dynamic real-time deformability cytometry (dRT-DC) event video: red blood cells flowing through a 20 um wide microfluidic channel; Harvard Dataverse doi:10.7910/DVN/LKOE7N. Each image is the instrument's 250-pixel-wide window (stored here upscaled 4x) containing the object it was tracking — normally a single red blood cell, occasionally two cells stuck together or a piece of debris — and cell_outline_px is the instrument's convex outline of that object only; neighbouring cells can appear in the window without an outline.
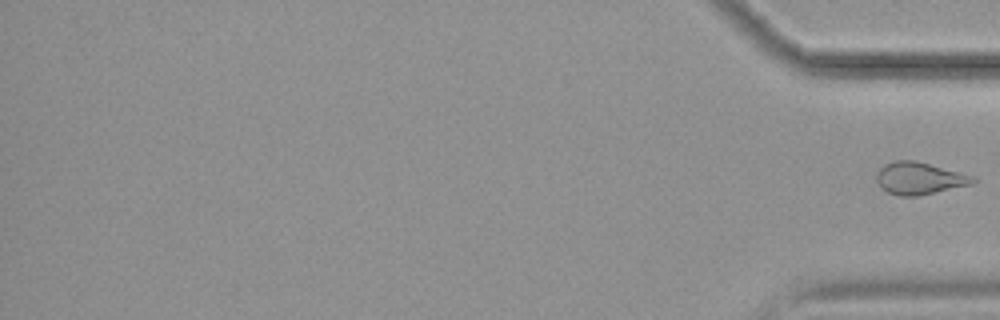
{"species": "common noctule bat (a hibernating species)", "species_latin": "Nyctalus noctula", "temperature_condition": "cold", "stored_images_in_passage": 16, "segment_of_instrument_passage": [2, 2], "camera_frame_rate_fps": 3000, "um_per_image_px": 0.085, "animal": {"sex": "female", "body_mass_g": 19.9}, "frame": {"image": 1, "passage_image": 16, "time_ms": 19.333, "image_size_px": [1000, 320], "cell_outline_px": [[976, 180], [972, 184], [916, 196], [900, 196], [888, 192], [880, 188], [876, 180], [876, 172], [884, 164], [896, 160], [916, 160], [976, 176]], "centroid_in_image_um": [78.13, 15.14], "position_along_channel_um": 357.1, "area_um2": 18.21}}